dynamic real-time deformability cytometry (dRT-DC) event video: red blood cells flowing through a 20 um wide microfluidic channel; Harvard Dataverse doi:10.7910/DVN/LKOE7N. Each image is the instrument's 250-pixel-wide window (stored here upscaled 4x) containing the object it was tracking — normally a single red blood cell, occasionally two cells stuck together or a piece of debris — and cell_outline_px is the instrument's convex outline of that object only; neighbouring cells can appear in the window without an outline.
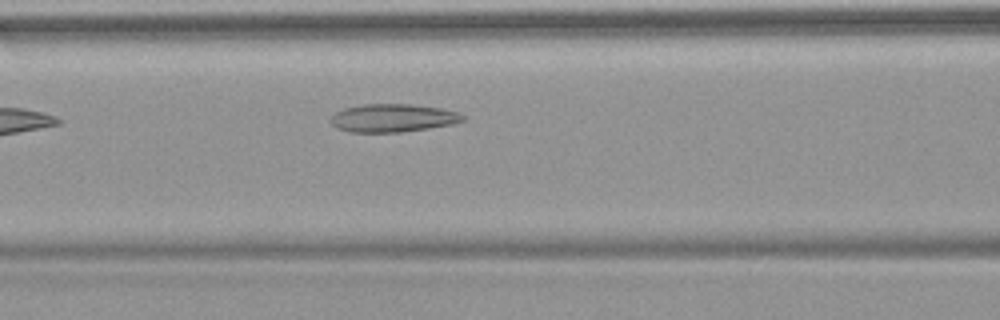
{"species": "common noctule bat (a hibernating species)", "species_latin": "Nyctalus noctula", "temperature_condition": "warm", "stored_images_in_passage": 4, "camera_frame_rate_fps": 3000, "um_per_image_px": 0.085, "animal": {"sex": "female", "body_mass_g": 18.4}, "frame": {"image": 1, "passage_image": 4, "time_ms": 4.333, "image_size_px": [1000, 320], "cell_outline_px": [[464, 120], [452, 124], [428, 128], [400, 132], [352, 132], [336, 128], [328, 120], [336, 112], [344, 108], [364, 104], [412, 104], [440, 108], [456, 112], [464, 116]], "centroid_in_image_um": [33.35, 10.03], "position_along_channel_um": 133.2, "area_um2": 21.5}}